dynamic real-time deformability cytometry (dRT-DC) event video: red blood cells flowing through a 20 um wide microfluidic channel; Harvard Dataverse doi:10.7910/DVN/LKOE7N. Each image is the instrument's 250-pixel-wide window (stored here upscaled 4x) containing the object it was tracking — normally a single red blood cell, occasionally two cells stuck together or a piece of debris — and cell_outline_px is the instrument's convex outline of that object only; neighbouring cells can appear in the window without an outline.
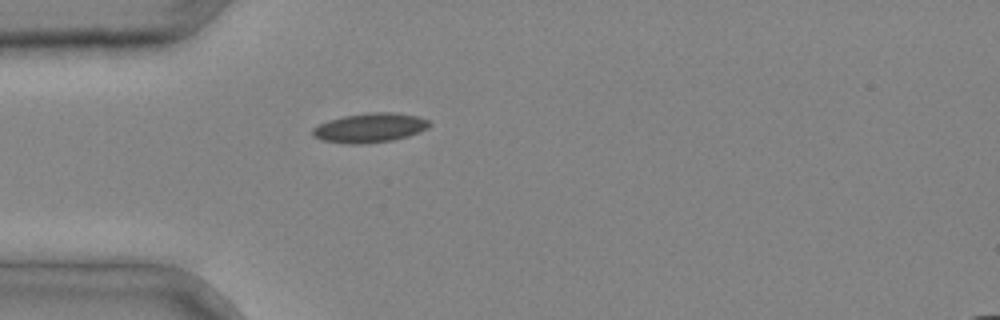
{"species": "common noctule bat (a hibernating species)", "species_latin": "Nyctalus noctula", "temperature_condition": "cold", "stored_images_in_passage": 1, "camera_frame_rate_fps": 3000, "um_per_image_px": 0.085, "animal": {"sex": "male", "body_mass_g": 20.4}, "frame": {"image": 1, "passage_image": 1, "time_ms": 0.0, "image_size_px": [1000, 320], "cell_outline_px": [[432, 124], [428, 128], [420, 132], [408, 136], [392, 140], [360, 144], [348, 144], [320, 140], [312, 136], [312, 128], [328, 120], [344, 116], [368, 112], [392, 112], [416, 116], [428, 120]], "centroid_in_image_um": [31.42, 10.86], "position_along_channel_um": 53.6, "area_um2": 20.06}}